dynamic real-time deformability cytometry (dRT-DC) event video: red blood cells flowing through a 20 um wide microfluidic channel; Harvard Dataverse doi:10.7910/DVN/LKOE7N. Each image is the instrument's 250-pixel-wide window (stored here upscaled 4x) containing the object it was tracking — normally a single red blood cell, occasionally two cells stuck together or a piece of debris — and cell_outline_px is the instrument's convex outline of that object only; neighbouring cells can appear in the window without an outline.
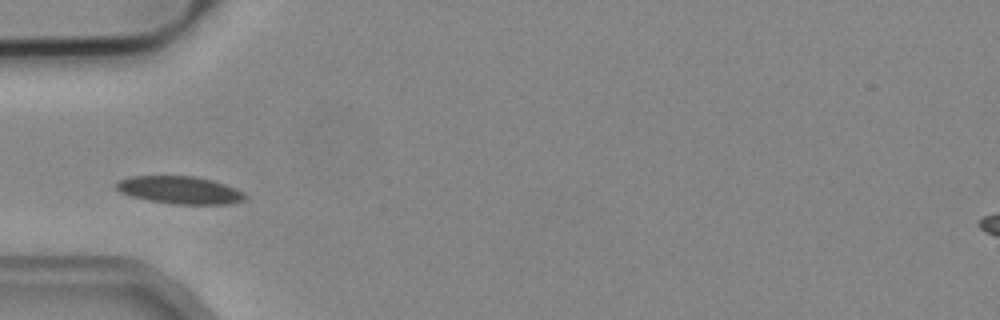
{"species": "common noctule bat (a hibernating species)", "species_latin": "Nyctalus noctula", "temperature_condition": "cold", "stored_images_in_passage": 3, "camera_frame_rate_fps": 3000, "um_per_image_px": 0.085, "animal": {"sex": "male", "body_mass_g": 19.2, "forearm_length_mm": 51.8}, "frame": {"image": 1, "passage_image": 3, "time_ms": 0.667, "image_size_px": [1000, 320], "cell_outline_px": [[248, 196], [244, 200], [228, 204], [172, 204], [148, 200], [132, 196], [120, 192], [116, 188], [116, 184], [120, 180], [132, 176], [196, 176], [212, 180], [224, 184], [244, 192]], "centroid_in_image_um": [15.31, 16.16], "position_along_channel_um": 69.7, "area_um2": 20.63}}